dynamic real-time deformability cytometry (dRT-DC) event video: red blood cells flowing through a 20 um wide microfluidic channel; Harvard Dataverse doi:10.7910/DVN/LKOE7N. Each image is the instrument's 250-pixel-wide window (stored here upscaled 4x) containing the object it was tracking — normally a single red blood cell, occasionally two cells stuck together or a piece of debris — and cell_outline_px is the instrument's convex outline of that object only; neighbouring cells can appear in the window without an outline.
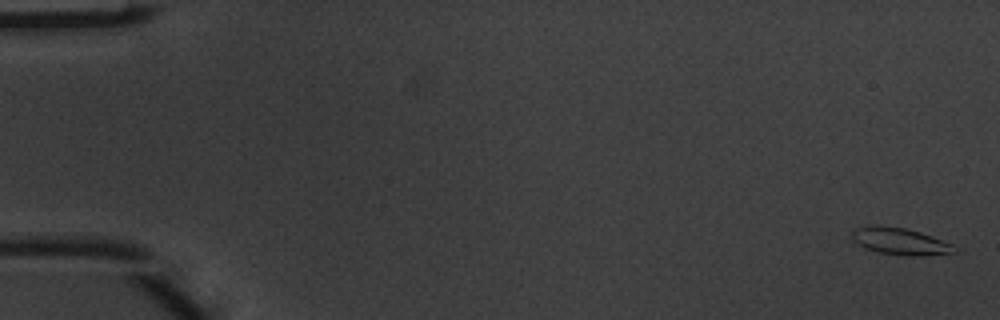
{"species": "common noctule bat (a hibernating species)", "species_latin": "Nyctalus noctula", "temperature_condition": "warm", "stored_images_in_passage": 5, "segment_of_instrument_passage": [2, 2], "camera_frame_rate_fps": 3000, "um_per_image_px": 0.085, "animal": {"sex": "male", "body_mass_g": 20.1, "forearm_length_mm": 53.5}, "frame": {"image": 1, "passage_image": 5, "time_ms": 1.333, "image_size_px": [1000, 320], "cell_outline_px": [[956, 252], [924, 256], [904, 256], [876, 252], [864, 248], [852, 240], [852, 232], [856, 228], [876, 224], [904, 228], [920, 232], [952, 244]], "centroid_in_image_um": [76.46, 20.52], "position_along_channel_um": 8.5, "area_um2": 16.13}}